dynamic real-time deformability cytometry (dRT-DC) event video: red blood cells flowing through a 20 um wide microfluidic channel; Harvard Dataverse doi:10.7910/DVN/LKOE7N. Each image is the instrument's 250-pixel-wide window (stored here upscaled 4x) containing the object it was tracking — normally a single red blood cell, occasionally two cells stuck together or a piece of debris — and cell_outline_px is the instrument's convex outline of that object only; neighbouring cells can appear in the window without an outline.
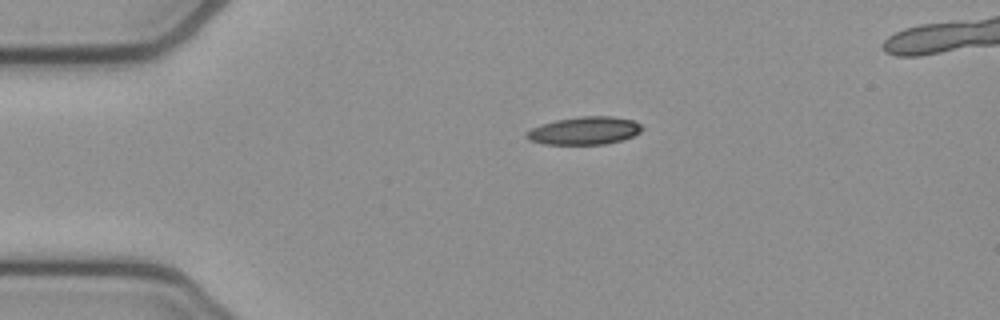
{"species": "common noctule bat (a hibernating species)", "species_latin": "Nyctalus noctula", "temperature_condition": "cold", "stored_images_in_passage": 42, "camera_frame_rate_fps": 3000, "um_per_image_px": 0.085, "animal": {"sex": "female", "body_mass_g": 21.9}, "frame": {"image": 1, "passage_image": 1, "time_ms": 0.0, "image_size_px": [1000, 320], "cell_outline_px": [[644, 128], [640, 132], [632, 136], [620, 140], [604, 144], [544, 144], [528, 140], [524, 136], [532, 128], [556, 120], [580, 116], [612, 116], [632, 120], [640, 124]], "centroid_in_image_um": [49.68, 11.1], "position_along_channel_um": 35.3, "area_um2": 18.55}}
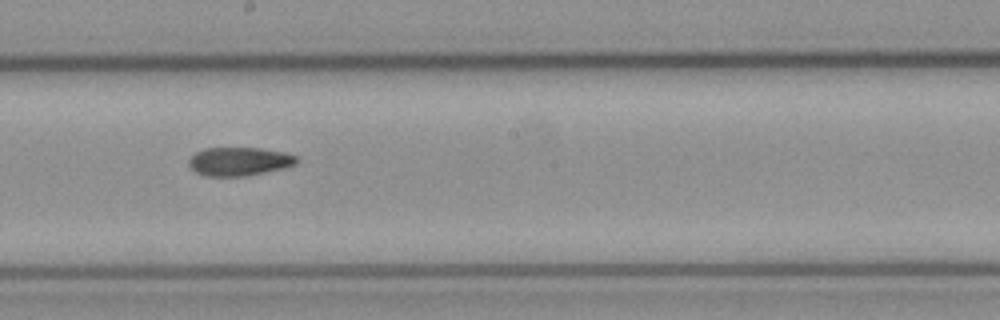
{"frame": {"image": 2, "passage_image": 19, "time_ms": 6.0, "image_size_px": [1000, 320], "cell_outline_px": [[300, 160], [296, 164], [284, 168], [248, 176], [204, 176], [196, 172], [188, 164], [188, 160], [196, 152], [204, 148], [260, 148], [284, 152], [296, 156]], "centroid_in_image_um": [20.35, 13.72], "position_along_channel_um": 227.9, "area_um2": 18.03}}
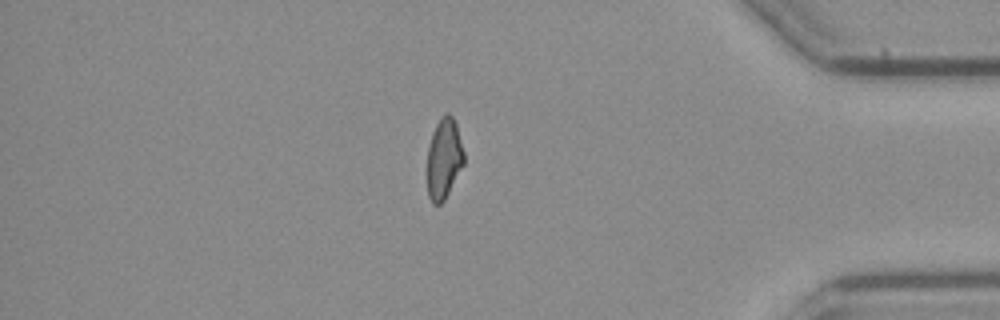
{"frame": {"image": 3, "passage_image": 35, "time_ms": 11.333, "image_size_px": [1000, 320], "cell_outline_px": [[464, 164], [444, 200], [440, 204], [432, 204], [428, 196], [428, 144], [432, 132], [440, 116], [444, 112], [448, 112], [452, 116], [456, 124], [464, 152]], "centroid_in_image_um": [37.73, 13.45], "position_along_channel_um": 397.5, "area_um2": 17.28}, "authors_computed_cell_mechanics": {"area_um2": 18.1781, "velocity_mm_per_s": 3.8364, "shape_relaxation_time_tau1_ms": null, "shape_relaxation_time_tau2_ms": 5.7448, "deformation_change_tau1": null, "deformation_change_tau2": 0.1317}}